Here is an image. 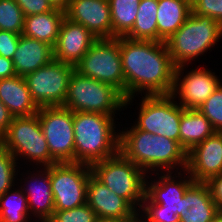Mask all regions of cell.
Instances as JSON below:
<instances>
[{
	"label": "cell",
	"instance_id": "cell-1",
	"mask_svg": "<svg viewBox=\"0 0 222 222\" xmlns=\"http://www.w3.org/2000/svg\"><path fill=\"white\" fill-rule=\"evenodd\" d=\"M120 54L125 77V110L132 108L136 96L172 93L176 66L165 42L120 37Z\"/></svg>",
	"mask_w": 222,
	"mask_h": 222
},
{
	"label": "cell",
	"instance_id": "cell-2",
	"mask_svg": "<svg viewBox=\"0 0 222 222\" xmlns=\"http://www.w3.org/2000/svg\"><path fill=\"white\" fill-rule=\"evenodd\" d=\"M119 152L147 175L186 170L187 152L179 142L129 127H120Z\"/></svg>",
	"mask_w": 222,
	"mask_h": 222
},
{
	"label": "cell",
	"instance_id": "cell-3",
	"mask_svg": "<svg viewBox=\"0 0 222 222\" xmlns=\"http://www.w3.org/2000/svg\"><path fill=\"white\" fill-rule=\"evenodd\" d=\"M116 120L121 119L101 113L73 112L74 163L92 166L119 153L118 128L122 124Z\"/></svg>",
	"mask_w": 222,
	"mask_h": 222
},
{
	"label": "cell",
	"instance_id": "cell-4",
	"mask_svg": "<svg viewBox=\"0 0 222 222\" xmlns=\"http://www.w3.org/2000/svg\"><path fill=\"white\" fill-rule=\"evenodd\" d=\"M221 38L222 25L218 21L191 13L185 23L165 43L176 67L192 66V61L195 62L208 51L211 52V49L214 50L213 47Z\"/></svg>",
	"mask_w": 222,
	"mask_h": 222
},
{
	"label": "cell",
	"instance_id": "cell-5",
	"mask_svg": "<svg viewBox=\"0 0 222 222\" xmlns=\"http://www.w3.org/2000/svg\"><path fill=\"white\" fill-rule=\"evenodd\" d=\"M0 145L15 157L20 167L39 168L57 164L51 157L38 114L13 117L6 133L0 138Z\"/></svg>",
	"mask_w": 222,
	"mask_h": 222
},
{
	"label": "cell",
	"instance_id": "cell-6",
	"mask_svg": "<svg viewBox=\"0 0 222 222\" xmlns=\"http://www.w3.org/2000/svg\"><path fill=\"white\" fill-rule=\"evenodd\" d=\"M124 95L111 86L91 77L84 76L75 69L69 78L67 97L63 107L72 112L101 113L120 116L125 111Z\"/></svg>",
	"mask_w": 222,
	"mask_h": 222
},
{
	"label": "cell",
	"instance_id": "cell-7",
	"mask_svg": "<svg viewBox=\"0 0 222 222\" xmlns=\"http://www.w3.org/2000/svg\"><path fill=\"white\" fill-rule=\"evenodd\" d=\"M92 174L138 212L141 209L147 174L120 152L91 166Z\"/></svg>",
	"mask_w": 222,
	"mask_h": 222
},
{
	"label": "cell",
	"instance_id": "cell-8",
	"mask_svg": "<svg viewBox=\"0 0 222 222\" xmlns=\"http://www.w3.org/2000/svg\"><path fill=\"white\" fill-rule=\"evenodd\" d=\"M140 98L136 106L138 116L131 124L136 129L165 136L180 143V119L184 108L171 94L142 95Z\"/></svg>",
	"mask_w": 222,
	"mask_h": 222
},
{
	"label": "cell",
	"instance_id": "cell-9",
	"mask_svg": "<svg viewBox=\"0 0 222 222\" xmlns=\"http://www.w3.org/2000/svg\"><path fill=\"white\" fill-rule=\"evenodd\" d=\"M80 74L110 84L125 97V77L120 54V37L96 39L75 66Z\"/></svg>",
	"mask_w": 222,
	"mask_h": 222
},
{
	"label": "cell",
	"instance_id": "cell-10",
	"mask_svg": "<svg viewBox=\"0 0 222 222\" xmlns=\"http://www.w3.org/2000/svg\"><path fill=\"white\" fill-rule=\"evenodd\" d=\"M50 171L55 211L68 210L86 203L91 166L80 163H57L46 167Z\"/></svg>",
	"mask_w": 222,
	"mask_h": 222
},
{
	"label": "cell",
	"instance_id": "cell-11",
	"mask_svg": "<svg viewBox=\"0 0 222 222\" xmlns=\"http://www.w3.org/2000/svg\"><path fill=\"white\" fill-rule=\"evenodd\" d=\"M75 67L52 60L45 66L27 74L28 90L38 107L63 106L67 97L68 83Z\"/></svg>",
	"mask_w": 222,
	"mask_h": 222
},
{
	"label": "cell",
	"instance_id": "cell-12",
	"mask_svg": "<svg viewBox=\"0 0 222 222\" xmlns=\"http://www.w3.org/2000/svg\"><path fill=\"white\" fill-rule=\"evenodd\" d=\"M37 114L51 157L57 163H74L73 112L53 106L39 107Z\"/></svg>",
	"mask_w": 222,
	"mask_h": 222
},
{
	"label": "cell",
	"instance_id": "cell-13",
	"mask_svg": "<svg viewBox=\"0 0 222 222\" xmlns=\"http://www.w3.org/2000/svg\"><path fill=\"white\" fill-rule=\"evenodd\" d=\"M188 67L190 66L176 67L171 95L184 109H199L219 87L222 79L220 80V75H216L213 69L209 70L204 65L203 67L198 65L194 69Z\"/></svg>",
	"mask_w": 222,
	"mask_h": 222
},
{
	"label": "cell",
	"instance_id": "cell-14",
	"mask_svg": "<svg viewBox=\"0 0 222 222\" xmlns=\"http://www.w3.org/2000/svg\"><path fill=\"white\" fill-rule=\"evenodd\" d=\"M20 169L25 170L26 167H20L18 170L17 181L19 182H17V186L22 189L27 197L28 210L32 221L48 222L55 211L50 171L46 167H34V169L33 167L30 169L27 167L26 172L20 173Z\"/></svg>",
	"mask_w": 222,
	"mask_h": 222
},
{
	"label": "cell",
	"instance_id": "cell-15",
	"mask_svg": "<svg viewBox=\"0 0 222 222\" xmlns=\"http://www.w3.org/2000/svg\"><path fill=\"white\" fill-rule=\"evenodd\" d=\"M193 182L186 170L154 172L146 177L145 195L153 203L160 204L161 211L175 212L180 216L181 199Z\"/></svg>",
	"mask_w": 222,
	"mask_h": 222
},
{
	"label": "cell",
	"instance_id": "cell-16",
	"mask_svg": "<svg viewBox=\"0 0 222 222\" xmlns=\"http://www.w3.org/2000/svg\"><path fill=\"white\" fill-rule=\"evenodd\" d=\"M186 171L195 182H207L222 173V132H215L187 153Z\"/></svg>",
	"mask_w": 222,
	"mask_h": 222
},
{
	"label": "cell",
	"instance_id": "cell-17",
	"mask_svg": "<svg viewBox=\"0 0 222 222\" xmlns=\"http://www.w3.org/2000/svg\"><path fill=\"white\" fill-rule=\"evenodd\" d=\"M66 18L83 25L97 39L112 38V20L108 0H70Z\"/></svg>",
	"mask_w": 222,
	"mask_h": 222
},
{
	"label": "cell",
	"instance_id": "cell-18",
	"mask_svg": "<svg viewBox=\"0 0 222 222\" xmlns=\"http://www.w3.org/2000/svg\"><path fill=\"white\" fill-rule=\"evenodd\" d=\"M86 203L98 219H136L138 211L124 198L111 191L93 174L87 185Z\"/></svg>",
	"mask_w": 222,
	"mask_h": 222
},
{
	"label": "cell",
	"instance_id": "cell-19",
	"mask_svg": "<svg viewBox=\"0 0 222 222\" xmlns=\"http://www.w3.org/2000/svg\"><path fill=\"white\" fill-rule=\"evenodd\" d=\"M96 39L83 25L65 17L53 47V58L75 67Z\"/></svg>",
	"mask_w": 222,
	"mask_h": 222
},
{
	"label": "cell",
	"instance_id": "cell-20",
	"mask_svg": "<svg viewBox=\"0 0 222 222\" xmlns=\"http://www.w3.org/2000/svg\"><path fill=\"white\" fill-rule=\"evenodd\" d=\"M219 209L206 182H193L181 199L180 222H212Z\"/></svg>",
	"mask_w": 222,
	"mask_h": 222
},
{
	"label": "cell",
	"instance_id": "cell-21",
	"mask_svg": "<svg viewBox=\"0 0 222 222\" xmlns=\"http://www.w3.org/2000/svg\"><path fill=\"white\" fill-rule=\"evenodd\" d=\"M53 59L52 46L21 34L12 60L16 75L25 77Z\"/></svg>",
	"mask_w": 222,
	"mask_h": 222
},
{
	"label": "cell",
	"instance_id": "cell-22",
	"mask_svg": "<svg viewBox=\"0 0 222 222\" xmlns=\"http://www.w3.org/2000/svg\"><path fill=\"white\" fill-rule=\"evenodd\" d=\"M0 101L13 117L32 116L39 111L22 76L0 79Z\"/></svg>",
	"mask_w": 222,
	"mask_h": 222
},
{
	"label": "cell",
	"instance_id": "cell-23",
	"mask_svg": "<svg viewBox=\"0 0 222 222\" xmlns=\"http://www.w3.org/2000/svg\"><path fill=\"white\" fill-rule=\"evenodd\" d=\"M192 13L191 0H158V42L169 39Z\"/></svg>",
	"mask_w": 222,
	"mask_h": 222
},
{
	"label": "cell",
	"instance_id": "cell-24",
	"mask_svg": "<svg viewBox=\"0 0 222 222\" xmlns=\"http://www.w3.org/2000/svg\"><path fill=\"white\" fill-rule=\"evenodd\" d=\"M65 17V11L60 9L26 16L24 18L22 35L37 39L54 47Z\"/></svg>",
	"mask_w": 222,
	"mask_h": 222
},
{
	"label": "cell",
	"instance_id": "cell-25",
	"mask_svg": "<svg viewBox=\"0 0 222 222\" xmlns=\"http://www.w3.org/2000/svg\"><path fill=\"white\" fill-rule=\"evenodd\" d=\"M215 132L211 122L198 109L183 110L180 119V145L187 153Z\"/></svg>",
	"mask_w": 222,
	"mask_h": 222
},
{
	"label": "cell",
	"instance_id": "cell-26",
	"mask_svg": "<svg viewBox=\"0 0 222 222\" xmlns=\"http://www.w3.org/2000/svg\"><path fill=\"white\" fill-rule=\"evenodd\" d=\"M157 9L158 0H140L134 26L125 37L158 42Z\"/></svg>",
	"mask_w": 222,
	"mask_h": 222
},
{
	"label": "cell",
	"instance_id": "cell-27",
	"mask_svg": "<svg viewBox=\"0 0 222 222\" xmlns=\"http://www.w3.org/2000/svg\"><path fill=\"white\" fill-rule=\"evenodd\" d=\"M31 220L27 197L19 186L0 196V222H34Z\"/></svg>",
	"mask_w": 222,
	"mask_h": 222
},
{
	"label": "cell",
	"instance_id": "cell-28",
	"mask_svg": "<svg viewBox=\"0 0 222 222\" xmlns=\"http://www.w3.org/2000/svg\"><path fill=\"white\" fill-rule=\"evenodd\" d=\"M112 20V38L125 37L134 26L140 0H108Z\"/></svg>",
	"mask_w": 222,
	"mask_h": 222
},
{
	"label": "cell",
	"instance_id": "cell-29",
	"mask_svg": "<svg viewBox=\"0 0 222 222\" xmlns=\"http://www.w3.org/2000/svg\"><path fill=\"white\" fill-rule=\"evenodd\" d=\"M24 14L15 0H0V30L22 34Z\"/></svg>",
	"mask_w": 222,
	"mask_h": 222
},
{
	"label": "cell",
	"instance_id": "cell-30",
	"mask_svg": "<svg viewBox=\"0 0 222 222\" xmlns=\"http://www.w3.org/2000/svg\"><path fill=\"white\" fill-rule=\"evenodd\" d=\"M20 166L15 157L0 145V196L14 186Z\"/></svg>",
	"mask_w": 222,
	"mask_h": 222
},
{
	"label": "cell",
	"instance_id": "cell-31",
	"mask_svg": "<svg viewBox=\"0 0 222 222\" xmlns=\"http://www.w3.org/2000/svg\"><path fill=\"white\" fill-rule=\"evenodd\" d=\"M198 110L211 122L216 132H222V83Z\"/></svg>",
	"mask_w": 222,
	"mask_h": 222
},
{
	"label": "cell",
	"instance_id": "cell-32",
	"mask_svg": "<svg viewBox=\"0 0 222 222\" xmlns=\"http://www.w3.org/2000/svg\"><path fill=\"white\" fill-rule=\"evenodd\" d=\"M138 216L144 222H180V216L175 212L161 211V205L153 203L146 195Z\"/></svg>",
	"mask_w": 222,
	"mask_h": 222
},
{
	"label": "cell",
	"instance_id": "cell-33",
	"mask_svg": "<svg viewBox=\"0 0 222 222\" xmlns=\"http://www.w3.org/2000/svg\"><path fill=\"white\" fill-rule=\"evenodd\" d=\"M97 220L94 210L85 203L76 208L54 211L48 222H96Z\"/></svg>",
	"mask_w": 222,
	"mask_h": 222
},
{
	"label": "cell",
	"instance_id": "cell-34",
	"mask_svg": "<svg viewBox=\"0 0 222 222\" xmlns=\"http://www.w3.org/2000/svg\"><path fill=\"white\" fill-rule=\"evenodd\" d=\"M192 13L208 16L222 25V0H191Z\"/></svg>",
	"mask_w": 222,
	"mask_h": 222
},
{
	"label": "cell",
	"instance_id": "cell-35",
	"mask_svg": "<svg viewBox=\"0 0 222 222\" xmlns=\"http://www.w3.org/2000/svg\"><path fill=\"white\" fill-rule=\"evenodd\" d=\"M23 11L24 16L42 14L53 11L56 8L52 6L49 0H15Z\"/></svg>",
	"mask_w": 222,
	"mask_h": 222
},
{
	"label": "cell",
	"instance_id": "cell-36",
	"mask_svg": "<svg viewBox=\"0 0 222 222\" xmlns=\"http://www.w3.org/2000/svg\"><path fill=\"white\" fill-rule=\"evenodd\" d=\"M20 34L0 30V56L8 59H13L16 51Z\"/></svg>",
	"mask_w": 222,
	"mask_h": 222
},
{
	"label": "cell",
	"instance_id": "cell-37",
	"mask_svg": "<svg viewBox=\"0 0 222 222\" xmlns=\"http://www.w3.org/2000/svg\"><path fill=\"white\" fill-rule=\"evenodd\" d=\"M213 201L222 211V173L210 178L207 182Z\"/></svg>",
	"mask_w": 222,
	"mask_h": 222
},
{
	"label": "cell",
	"instance_id": "cell-38",
	"mask_svg": "<svg viewBox=\"0 0 222 222\" xmlns=\"http://www.w3.org/2000/svg\"><path fill=\"white\" fill-rule=\"evenodd\" d=\"M12 119L13 116L8 108L0 101V138L6 133Z\"/></svg>",
	"mask_w": 222,
	"mask_h": 222
},
{
	"label": "cell",
	"instance_id": "cell-39",
	"mask_svg": "<svg viewBox=\"0 0 222 222\" xmlns=\"http://www.w3.org/2000/svg\"><path fill=\"white\" fill-rule=\"evenodd\" d=\"M15 75L13 60L0 56V79L14 77Z\"/></svg>",
	"mask_w": 222,
	"mask_h": 222
},
{
	"label": "cell",
	"instance_id": "cell-40",
	"mask_svg": "<svg viewBox=\"0 0 222 222\" xmlns=\"http://www.w3.org/2000/svg\"><path fill=\"white\" fill-rule=\"evenodd\" d=\"M49 2L54 8L66 11L69 6L70 0H49Z\"/></svg>",
	"mask_w": 222,
	"mask_h": 222
},
{
	"label": "cell",
	"instance_id": "cell-41",
	"mask_svg": "<svg viewBox=\"0 0 222 222\" xmlns=\"http://www.w3.org/2000/svg\"><path fill=\"white\" fill-rule=\"evenodd\" d=\"M135 219H98L96 222H133Z\"/></svg>",
	"mask_w": 222,
	"mask_h": 222
},
{
	"label": "cell",
	"instance_id": "cell-42",
	"mask_svg": "<svg viewBox=\"0 0 222 222\" xmlns=\"http://www.w3.org/2000/svg\"><path fill=\"white\" fill-rule=\"evenodd\" d=\"M212 222H222V211H219V213L214 217Z\"/></svg>",
	"mask_w": 222,
	"mask_h": 222
},
{
	"label": "cell",
	"instance_id": "cell-43",
	"mask_svg": "<svg viewBox=\"0 0 222 222\" xmlns=\"http://www.w3.org/2000/svg\"><path fill=\"white\" fill-rule=\"evenodd\" d=\"M133 222H144L139 216Z\"/></svg>",
	"mask_w": 222,
	"mask_h": 222
}]
</instances>
